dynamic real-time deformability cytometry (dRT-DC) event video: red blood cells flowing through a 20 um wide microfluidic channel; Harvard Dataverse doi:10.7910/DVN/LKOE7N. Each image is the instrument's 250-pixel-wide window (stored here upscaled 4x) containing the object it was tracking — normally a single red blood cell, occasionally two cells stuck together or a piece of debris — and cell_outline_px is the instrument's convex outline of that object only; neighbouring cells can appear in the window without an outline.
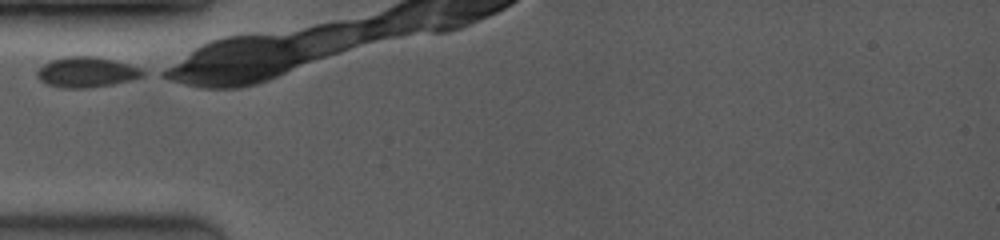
{"species": "common noctule bat (a hibernating species)", "species_latin": "Nyctalus noctula", "temperature_condition": "room temperature", "stored_images_in_passage": 14, "camera_frame_rate_fps": 3500, "um_per_image_px": 0.085, "animal": {"sex": "female", "body_mass_g": 19.0, "forearm_length_mm": 53.3}, "frame": {"image": 1, "passage_image": 1, "time_ms": 0.0, "image_size_px": [1000, 240], "cell_outline_px": [[148, 72], [144, 76], [132, 80], [112, 84], [84, 88], [60, 88], [48, 84], [40, 80], [36, 76], [36, 72], [44, 64], [52, 60], [64, 56], [92, 56], [112, 60], [128, 64], [140, 68]], "centroid_in_image_um": [7.37, 6.14], "position_along_channel_um": 77.6, "area_um2": 18.67}}